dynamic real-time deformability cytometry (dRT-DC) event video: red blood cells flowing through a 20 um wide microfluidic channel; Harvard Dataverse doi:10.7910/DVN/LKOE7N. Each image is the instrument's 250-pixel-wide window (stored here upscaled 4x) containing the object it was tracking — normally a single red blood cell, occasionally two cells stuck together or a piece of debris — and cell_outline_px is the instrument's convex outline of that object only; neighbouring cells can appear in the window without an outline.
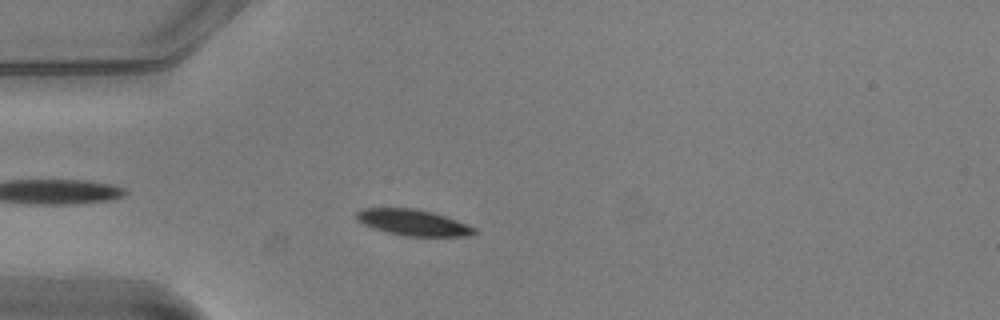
{"species": "common noctule bat (a hibernating species)", "species_latin": "Nyctalus noctula", "temperature_condition": "warm", "stored_images_in_passage": 45, "camera_frame_rate_fps": 3000, "um_per_image_px": 0.085, "animal": {"sex": "male", "body_mass_g": 20.5, "forearm_length_mm": 52.5}, "frame": {"image": 1, "passage_image": 6, "time_ms": 1.667, "image_size_px": [1000, 320], "cell_outline_px": [[476, 232], [468, 236], [404, 236], [372, 228], [356, 220], [356, 212], [364, 208], [412, 208], [432, 212], [456, 220], [476, 228]], "centroid_in_image_um": [35.08, 18.91], "position_along_channel_um": 49.9, "area_um2": 17.74}}
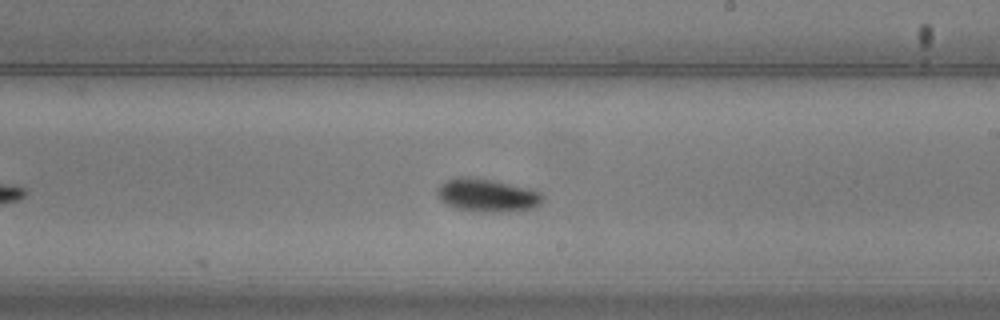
{"frame": {"image": 2, "passage_image": 23, "time_ms": 7.333, "image_size_px": [1000, 320], "cell_outline_px": [[544, 200], [536, 208], [508, 212], [488, 212], [456, 208], [440, 200], [436, 192], [440, 184], [456, 176], [476, 176], [496, 180], [532, 188], [544, 192]], "centroid_in_image_um": [41.49, 16.57], "position_along_channel_um": 247.5, "area_um2": 20.98}}
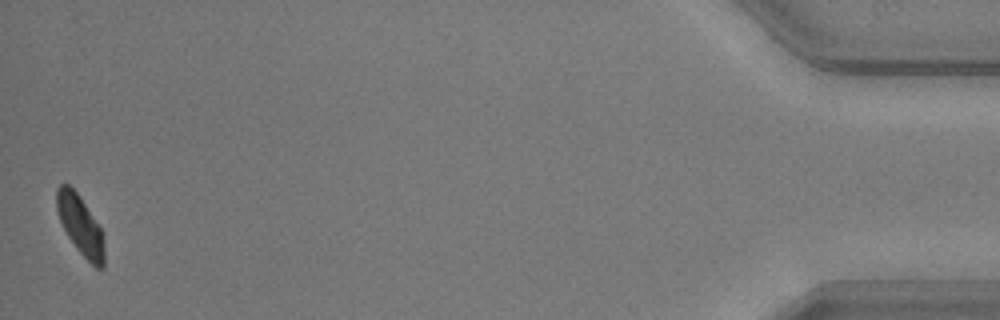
{"frame": {"image": 3, "passage_image": 45, "time_ms": 14.667, "image_size_px": [1000, 320], "cell_outline_px": [[104, 268], [96, 268], [76, 248], [68, 236], [60, 220], [56, 208], [56, 188], [60, 184], [68, 184], [80, 196], [104, 232]], "centroid_in_image_um": [6.85, 19.14], "position_along_channel_um": 428.4, "area_um2": 16.53}, "authors_computed_cell_mechanics": {"area_um2": 18.3226, "velocity_mm_per_s": 3.707, "shape_relaxation_time_tau1_ms": 2.846, "shape_relaxation_time_tau2_ms": 2.5229, "deformation_change_tau1": 0.1408, "deformation_change_tau2": 0.0621}}